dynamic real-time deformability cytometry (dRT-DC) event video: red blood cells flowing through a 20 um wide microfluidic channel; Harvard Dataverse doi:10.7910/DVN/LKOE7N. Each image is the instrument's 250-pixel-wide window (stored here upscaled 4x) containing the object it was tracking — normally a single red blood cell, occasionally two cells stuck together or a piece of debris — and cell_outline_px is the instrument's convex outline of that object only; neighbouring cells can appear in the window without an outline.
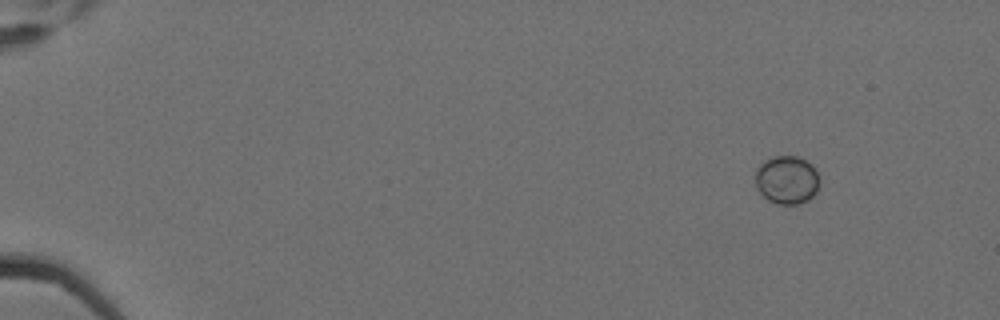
{"species": "Egyptian fruit bat (a non-hibernating species)", "species_latin": "Rousettus aegyptiacus", "temperature_condition": "cold", "stored_images_in_passage": 5, "camera_frame_rate_fps": 3000, "um_per_image_px": 0.085, "animal": {"sex": "female"}, "frame": {"image": 1, "passage_image": 1, "time_ms": 0.0, "image_size_px": [1000, 320], "cell_outline_px": [[820, 184], [816, 192], [808, 200], [800, 204], [776, 204], [768, 200], [756, 188], [756, 172], [760, 164], [764, 160], [772, 156], [796, 156], [812, 164], [816, 168], [820, 180]], "centroid_in_image_um": [66.9, 15.29], "position_along_channel_um": 18.1, "area_um2": 18.26}}
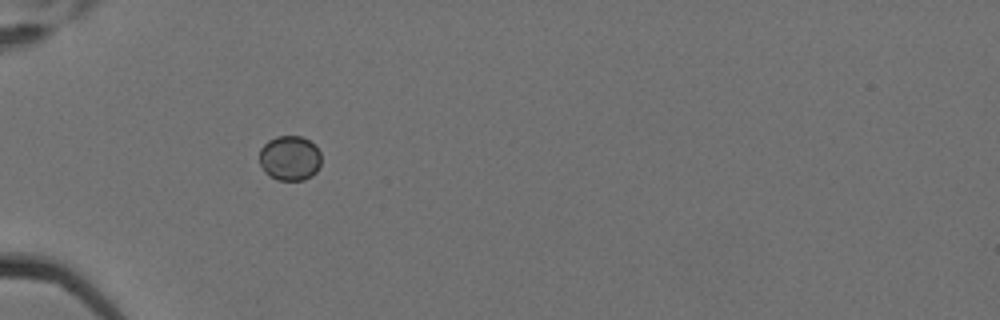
{"frame": {"image": 2, "passage_image": 4, "time_ms": 1.0, "image_size_px": [1000, 320], "cell_outline_px": [[320, 164], [316, 172], [312, 176], [304, 180], [276, 180], [264, 172], [260, 164], [260, 148], [268, 140], [276, 136], [300, 136], [308, 140], [320, 152]], "centroid_in_image_um": [24.61, 13.45], "position_along_channel_um": 60.4, "area_um2": 16.18}}